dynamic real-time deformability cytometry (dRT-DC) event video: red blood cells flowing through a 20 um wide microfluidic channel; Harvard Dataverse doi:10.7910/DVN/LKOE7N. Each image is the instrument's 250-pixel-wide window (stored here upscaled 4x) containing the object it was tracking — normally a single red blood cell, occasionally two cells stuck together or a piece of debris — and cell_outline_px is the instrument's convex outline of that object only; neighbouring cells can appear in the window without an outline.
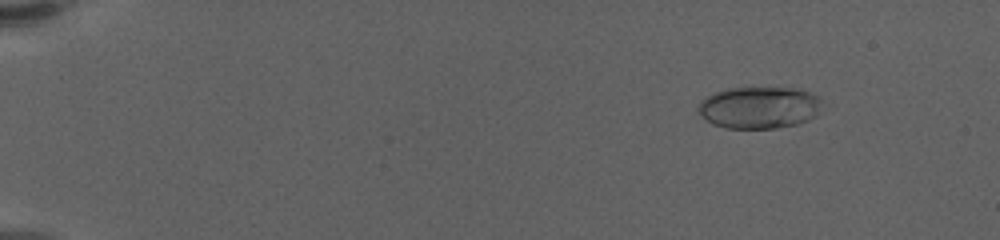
{"species": "human", "species_latin": "Homo sapiens", "temperature_condition": "warm", "stored_images_in_passage": 57, "camera_frame_rate_fps": 3000, "um_per_image_px": 0.085, "donor": {"sex": "female"}, "frame": {"image": 1, "passage_image": 4, "time_ms": 1.0, "image_size_px": [1000, 240], "cell_outline_px": [[820, 100], [816, 116], [808, 120], [796, 124], [776, 128], [728, 128], [712, 124], [700, 116], [696, 112], [696, 108], [700, 100], [716, 92], [728, 88], [800, 88], [816, 96]], "centroid_in_image_um": [64.46, 9.14], "position_along_channel_um": 20.5, "area_um2": 30.23}}
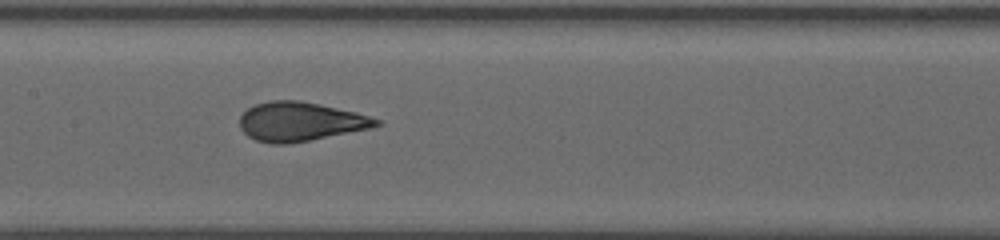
{"frame": {"image": 2, "passage_image": 29, "time_ms": 9.333, "image_size_px": [1000, 240], "cell_outline_px": [[384, 124], [372, 128], [288, 144], [272, 144], [256, 140], [248, 136], [240, 128], [240, 116], [248, 108], [256, 104], [272, 100], [300, 100], [320, 104], [356, 112], [380, 120]], "centroid_in_image_um": [25.53, 10.33], "position_along_channel_um": 181.9, "area_um2": 31.04}}
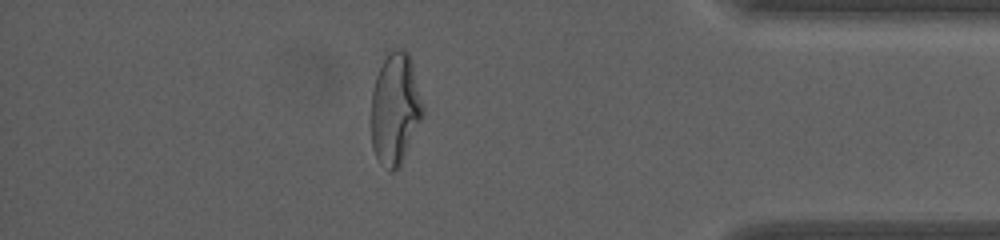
{"frame": {"image": 3, "passage_image": 50, "time_ms": 16.333, "image_size_px": [1000, 240], "cell_outline_px": [[424, 108], [420, 120], [400, 168], [392, 172], [380, 164], [372, 148], [372, 92], [376, 76], [388, 52], [392, 48], [404, 48], [408, 52], [412, 60]], "centroid_in_image_um": [33.59, 9.24], "position_along_channel_um": 401.6, "area_um2": 33.58}, "authors_computed_cell_mechanics": {"area_um2": 30.5762, "velocity_mm_per_s": 3.5269, "shape_relaxation_time_tau1_ms": 6.0551, "shape_relaxation_time_tau2_ms": null, "deformation_change_tau1": 0.2518, "deformation_change_tau2": null}}